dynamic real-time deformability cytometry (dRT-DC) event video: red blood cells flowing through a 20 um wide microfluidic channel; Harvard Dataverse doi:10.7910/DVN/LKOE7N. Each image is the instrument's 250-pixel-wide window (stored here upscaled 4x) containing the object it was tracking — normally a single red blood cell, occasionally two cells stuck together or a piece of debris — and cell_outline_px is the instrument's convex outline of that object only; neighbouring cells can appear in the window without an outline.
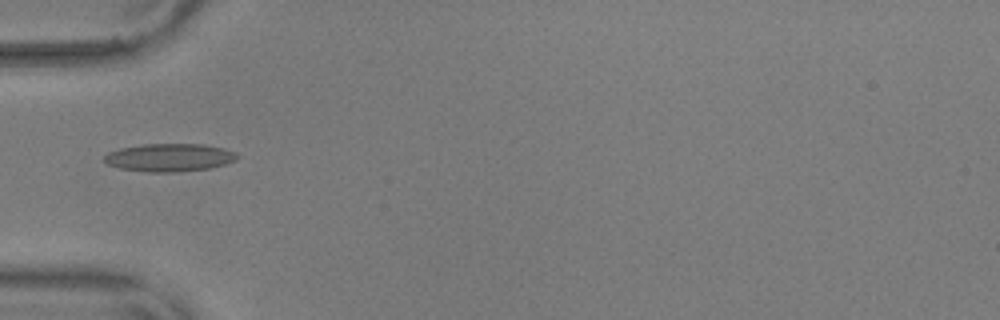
{"species": "common noctule bat (a hibernating species)", "species_latin": "Nyctalus noctula", "temperature_condition": "warm", "stored_images_in_passage": 34, "camera_frame_rate_fps": 3000, "um_per_image_px": 0.085, "animal": {"sex": "male", "body_mass_g": 17.9, "forearm_length_mm": 54.2}, "frame": {"image": 1, "passage_image": 1, "time_ms": 0.0, "image_size_px": [1000, 320], "cell_outline_px": [[240, 156], [236, 160], [224, 164], [208, 168], [172, 172], [148, 172], [120, 168], [108, 164], [104, 160], [104, 156], [108, 152], [120, 148], [144, 144], [204, 144], [224, 148], [236, 152]], "centroid_in_image_um": [14.42, 13.38], "position_along_channel_um": 70.6, "area_um2": 21.56}}
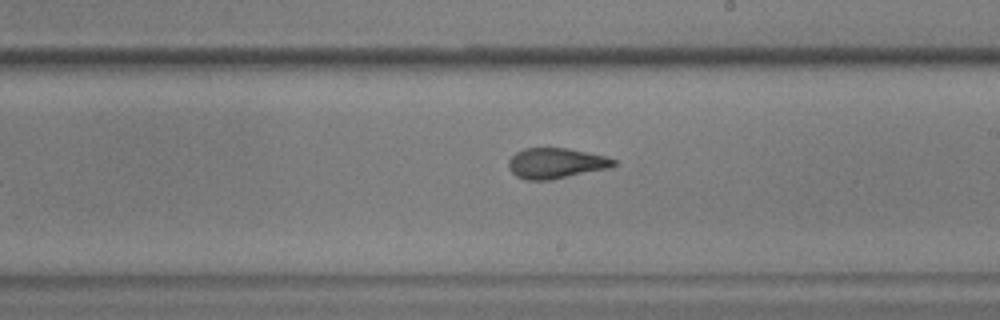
{"frame": {"image": 2, "passage_image": 15, "time_ms": 4.667, "image_size_px": [1000, 320], "cell_outline_px": [[616, 164], [608, 168], [552, 180], [524, 180], [516, 176], [508, 168], [508, 160], [516, 152], [524, 148], [568, 148], [604, 156], [616, 160]], "centroid_in_image_um": [47.21, 13.88], "position_along_channel_um": 241.8, "area_um2": 18.67}}
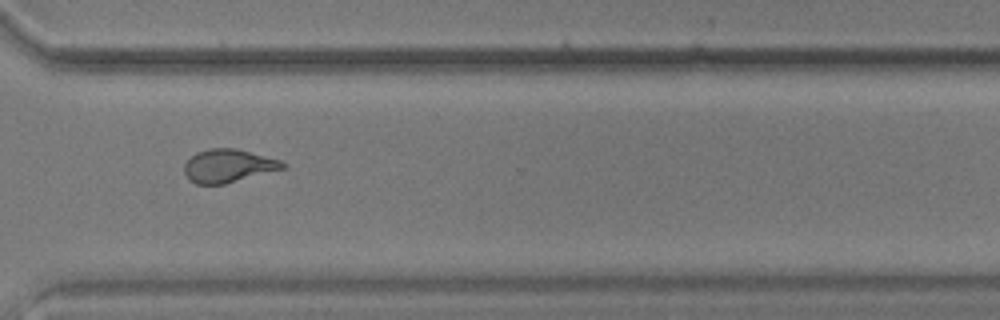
{"frame": {"image": 3, "passage_image": 24, "time_ms": 7.667, "image_size_px": [1000, 320], "cell_outline_px": [[288, 164], [284, 168], [224, 184], [196, 184], [188, 180], [184, 172], [184, 164], [196, 152], [212, 148], [236, 148], [280, 160]], "centroid_in_image_um": [19.38, 14.09], "position_along_channel_um": 351.2, "area_um2": 18.9}, "authors_computed_cell_mechanics": {"area_um2": 18.7561, "velocity_mm_per_s": 3.6583, "shape_relaxation_time_tau1_ms": 8.112, "shape_relaxation_time_tau2_ms": 1.4343, "deformation_change_tau1": 0.2614, "deformation_change_tau2": 0.0949}}